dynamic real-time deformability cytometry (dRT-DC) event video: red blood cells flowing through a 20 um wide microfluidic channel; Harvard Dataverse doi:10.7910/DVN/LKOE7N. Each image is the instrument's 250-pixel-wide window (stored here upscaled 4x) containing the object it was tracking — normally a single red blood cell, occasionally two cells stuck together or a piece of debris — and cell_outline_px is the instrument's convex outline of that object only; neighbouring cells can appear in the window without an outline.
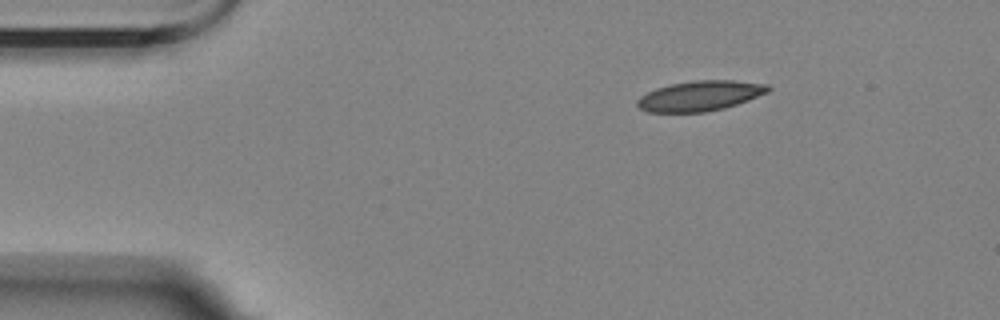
{"species": "Egyptian fruit bat (a non-hibernating species)", "species_latin": "Rousettus aegyptiacus", "temperature_condition": "room temperature", "stored_images_in_passage": 4, "segment_of_instrument_passage": [1, 2], "camera_frame_rate_fps": 3000, "um_per_image_px": 0.085, "animal": {"sex": "female"}, "frame": {"image": 1, "passage_image": 1, "time_ms": 0.0, "image_size_px": [1000, 320], "cell_outline_px": [[772, 88], [768, 92], [736, 104], [704, 112], [648, 112], [640, 108], [636, 104], [636, 100], [640, 96], [656, 88], [672, 84], [696, 80], [732, 80], [768, 84]], "centroid_in_image_um": [59.49, 8.14], "position_along_channel_um": 25.5, "area_um2": 22.72}}